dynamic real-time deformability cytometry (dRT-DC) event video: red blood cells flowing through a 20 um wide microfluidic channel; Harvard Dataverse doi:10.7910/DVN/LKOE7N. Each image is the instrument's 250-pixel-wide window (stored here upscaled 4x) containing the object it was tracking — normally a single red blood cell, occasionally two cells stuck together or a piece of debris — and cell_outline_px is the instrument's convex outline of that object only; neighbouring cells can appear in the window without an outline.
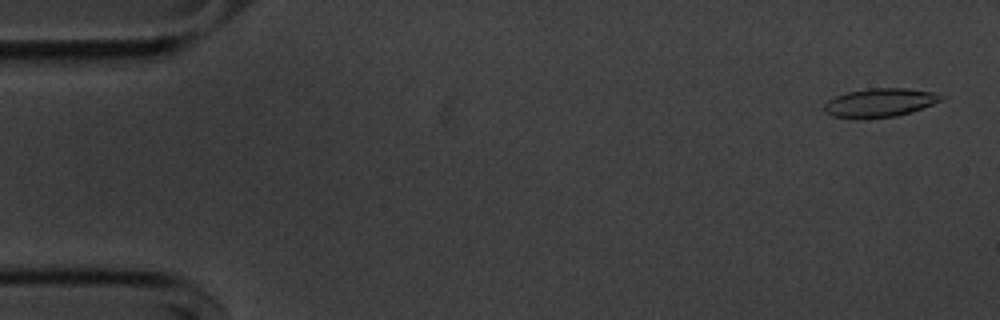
{"species": "common noctule bat (a hibernating species)", "species_latin": "Nyctalus noctula", "temperature_condition": "cold", "stored_images_in_passage": 55, "camera_frame_rate_fps": 3000, "um_per_image_px": 0.085, "animal": {"sex": "male", "body_mass_g": 20.1, "forearm_length_mm": 53.5}, "frame": {"image": 1, "passage_image": 2, "time_ms": 0.333, "image_size_px": [1000, 320], "cell_outline_px": [[948, 96], [932, 104], [912, 112], [896, 116], [832, 116], [824, 112], [824, 104], [828, 100], [836, 96], [848, 92], [868, 88], [908, 88], [936, 92]], "centroid_in_image_um": [74.86, 8.68], "position_along_channel_um": 10.1, "area_um2": 19.02}}
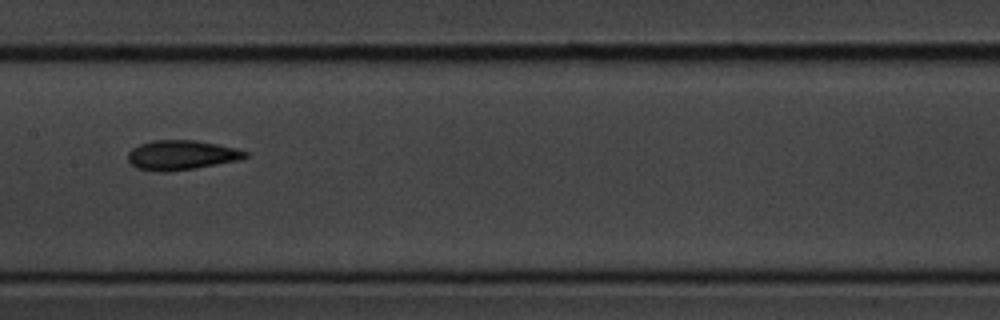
{"frame": {"image": 2, "passage_image": 27, "time_ms": 8.667, "image_size_px": [1000, 320], "cell_outline_px": [[248, 156], [240, 160], [196, 168], [168, 172], [156, 172], [136, 168], [128, 160], [128, 152], [132, 148], [140, 144], [152, 140], [196, 140], [236, 148], [248, 152]], "centroid_in_image_um": [15.41, 13.19], "position_along_channel_um": 192.0, "area_um2": 20.4}}
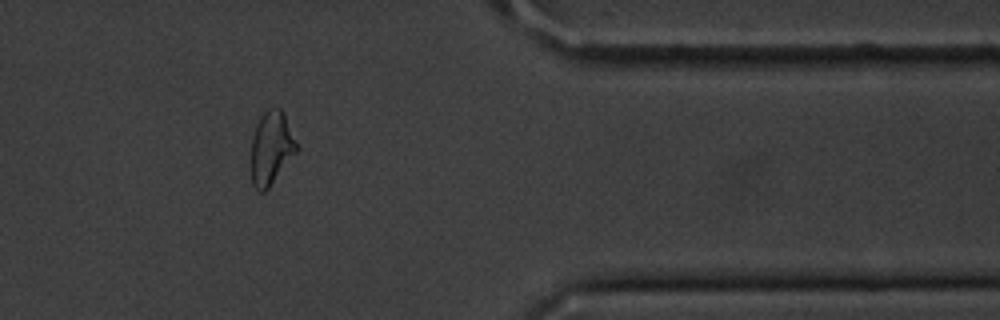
{"frame": {"image": 3, "passage_image": 45, "time_ms": 14.667, "image_size_px": [1000, 320], "cell_outline_px": [[300, 148], [268, 188], [264, 192], [260, 192], [252, 184], [252, 136], [256, 124], [264, 112], [268, 108], [280, 108]], "centroid_in_image_um": [23.06, 12.59], "position_along_channel_um": 388.3, "area_um2": 19.13}, "authors_computed_cell_mechanics": {"area_um2": 19.941, "velocity_mm_per_s": 3.6101, "shape_relaxation_time_tau1_ms": 3.1322, "shape_relaxation_time_tau2_ms": 3.1235, "deformation_change_tau1": 0.1273, "deformation_change_tau2": 0.0987}}